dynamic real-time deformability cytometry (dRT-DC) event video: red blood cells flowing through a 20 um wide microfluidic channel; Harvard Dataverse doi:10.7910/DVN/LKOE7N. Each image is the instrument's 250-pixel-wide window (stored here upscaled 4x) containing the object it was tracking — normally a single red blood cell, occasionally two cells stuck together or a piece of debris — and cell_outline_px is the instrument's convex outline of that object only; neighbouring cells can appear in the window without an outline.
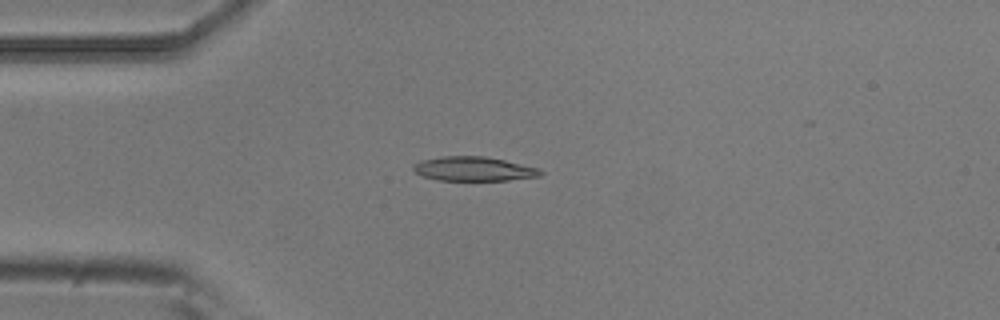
{"species": "common noctule bat (a hibernating species)", "species_latin": "Nyctalus noctula", "temperature_condition": "room temperature", "stored_images_in_passage": 6, "camera_frame_rate_fps": 3000, "um_per_image_px": 0.085, "animal": {"sex": "male", "body_mass_g": 20.5, "forearm_length_mm": 52.5}, "frame": {"image": 1, "passage_image": 3, "time_ms": 0.667, "image_size_px": [1000, 320], "cell_outline_px": [[544, 172], [540, 176], [508, 180], [436, 180], [424, 176], [416, 172], [412, 168], [412, 164], [420, 160], [440, 156], [484, 156], [504, 160], [540, 168]], "centroid_in_image_um": [40.25, 14.35], "position_along_channel_um": 44.7, "area_um2": 18.03}}
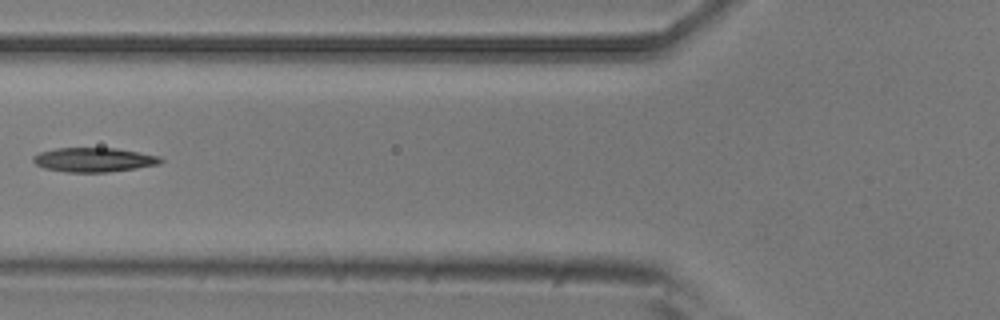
{"frame": {"image": 2, "passage_image": 5, "time_ms": 1.333, "image_size_px": [1000, 320], "cell_outline_px": [[164, 160], [160, 164], [136, 168], [108, 172], [64, 172], [44, 168], [36, 164], [32, 160], [32, 156], [40, 152], [56, 148], [116, 148], [160, 156]], "centroid_in_image_um": [7.97, 13.58], "position_along_channel_um": 117.8, "area_um2": 18.09}}
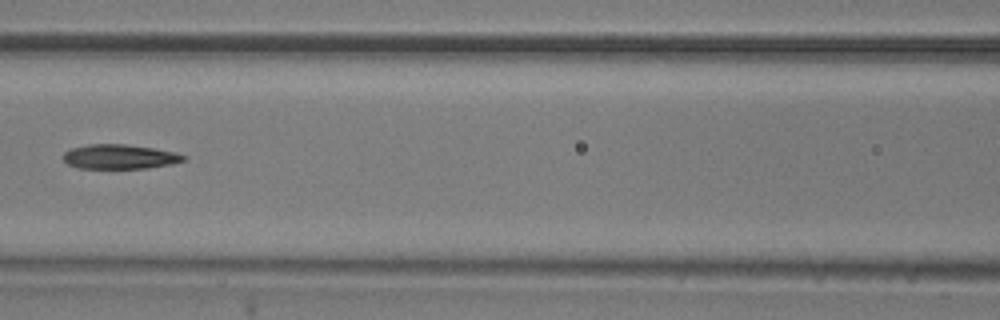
{"frame": {"image": 3, "passage_image": 6, "time_ms": 1.667, "image_size_px": [1000, 320], "cell_outline_px": [[188, 160], [172, 164], [148, 168], [80, 168], [68, 164], [64, 160], [64, 152], [72, 148], [88, 144], [124, 144], [152, 148], [176, 152], [188, 156]], "centroid_in_image_um": [10.23, 13.32], "position_along_channel_um": 156.4, "area_um2": 17.22}}